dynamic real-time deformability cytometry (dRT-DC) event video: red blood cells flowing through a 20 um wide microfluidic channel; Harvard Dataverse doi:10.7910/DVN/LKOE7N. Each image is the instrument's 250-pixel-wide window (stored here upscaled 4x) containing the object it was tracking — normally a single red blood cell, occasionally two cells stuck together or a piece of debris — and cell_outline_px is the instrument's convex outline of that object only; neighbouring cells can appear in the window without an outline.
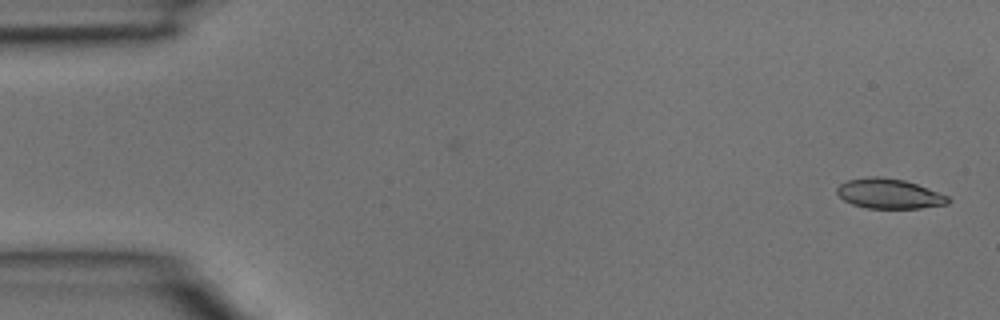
{"species": "common noctule bat (a hibernating species)", "species_latin": "Nyctalus noctula", "temperature_condition": "room temperature", "stored_images_in_passage": 2, "camera_frame_rate_fps": 3000, "um_per_image_px": 0.085, "animal": {"sex": "male", "body_mass_g": 15.6}, "frame": {"image": 1, "passage_image": 2, "time_ms": 0.333, "image_size_px": [1000, 320], "cell_outline_px": [[952, 200], [948, 204], [920, 208], [868, 208], [852, 204], [844, 200], [836, 192], [836, 188], [840, 184], [848, 180], [872, 176], [880, 176], [904, 180], [916, 184], [948, 196]], "centroid_in_image_um": [75.57, 16.46], "position_along_channel_um": 9.4, "area_um2": 19.25}}